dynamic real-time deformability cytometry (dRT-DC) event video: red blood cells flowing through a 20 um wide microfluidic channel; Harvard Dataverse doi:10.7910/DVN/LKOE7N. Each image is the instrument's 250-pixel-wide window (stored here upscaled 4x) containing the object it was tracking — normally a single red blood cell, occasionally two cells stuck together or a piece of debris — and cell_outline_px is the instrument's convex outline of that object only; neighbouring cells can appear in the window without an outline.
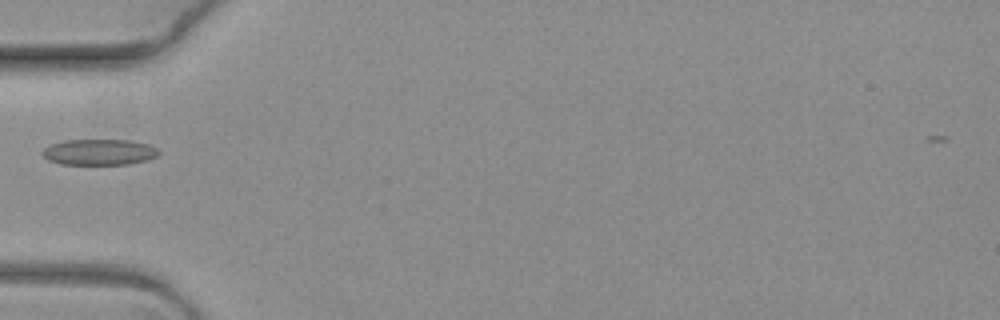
{"species": "common noctule bat (a hibernating species)", "species_latin": "Nyctalus noctula", "temperature_condition": "warm", "stored_images_in_passage": 7, "segment_of_instrument_passage": [2, 2], "camera_frame_rate_fps": 3000, "um_per_image_px": 0.085, "animal": {"sex": "female", "body_mass_g": 19.3, "forearm_length_mm": 54.1}, "frame": {"image": 1, "passage_image": 4, "time_ms": 1.0, "image_size_px": [1000, 320], "cell_outline_px": [[160, 152], [156, 156], [148, 160], [128, 164], [60, 164], [48, 160], [40, 152], [44, 148], [52, 144], [64, 140], [128, 140], [148, 144], [156, 148]], "centroid_in_image_um": [8.42, 12.93], "position_along_channel_um": 76.6, "area_um2": 17.51}}
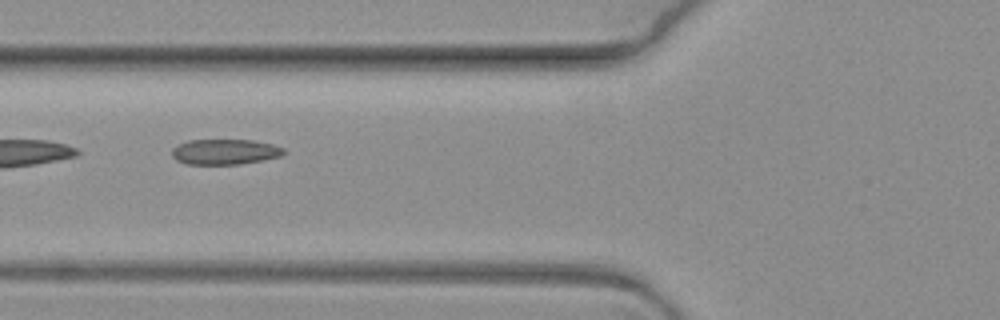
{"frame": {"image": 2, "passage_image": 5, "time_ms": 1.333, "image_size_px": [1000, 320], "cell_outline_px": [[284, 152], [280, 156], [240, 164], [188, 164], [176, 160], [172, 156], [172, 148], [188, 140], [252, 140], [272, 144], [284, 148]], "centroid_in_image_um": [19.09, 12.9], "position_along_channel_um": 106.7, "area_um2": 16.36}}
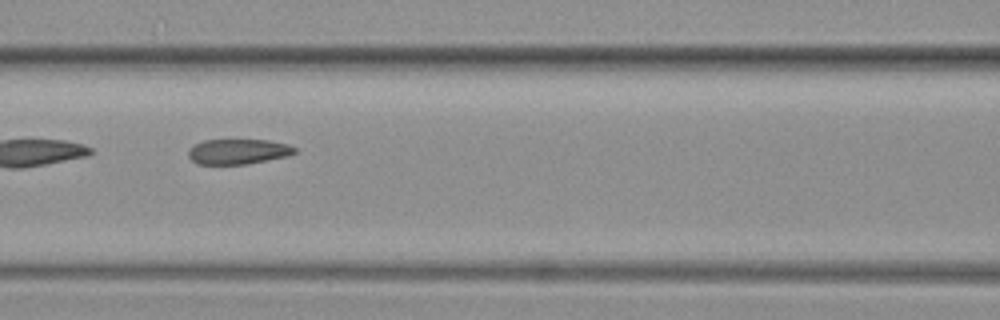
{"frame": {"image": 3, "passage_image": 6, "time_ms": 1.667, "image_size_px": [1000, 320], "cell_outline_px": [[296, 152], [288, 156], [248, 164], [196, 164], [188, 156], [188, 148], [192, 144], [204, 140], [268, 140], [288, 144], [296, 148]], "centroid_in_image_um": [20.21, 12.88], "position_along_channel_um": 146.4, "area_um2": 15.78}}